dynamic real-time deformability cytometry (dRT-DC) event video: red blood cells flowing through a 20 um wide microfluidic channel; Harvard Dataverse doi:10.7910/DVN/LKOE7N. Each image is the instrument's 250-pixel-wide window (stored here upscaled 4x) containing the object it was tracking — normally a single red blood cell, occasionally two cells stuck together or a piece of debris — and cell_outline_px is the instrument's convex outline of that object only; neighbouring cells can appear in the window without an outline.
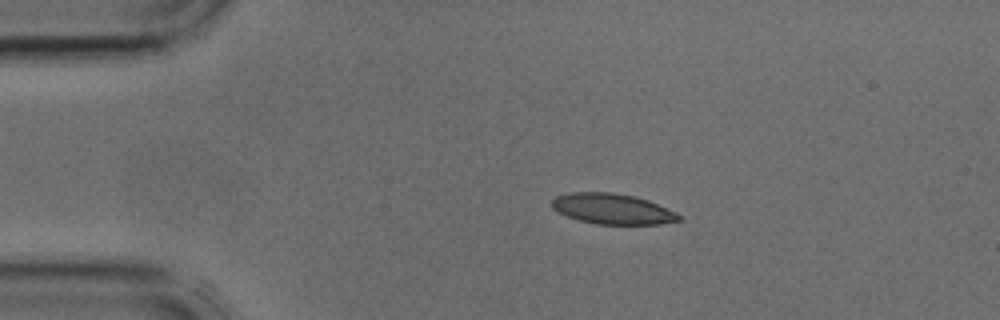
{"species": "common noctule bat (a hibernating species)", "species_latin": "Nyctalus noctula", "temperature_condition": "cold", "stored_images_in_passage": 3, "camera_frame_rate_fps": 3000, "um_per_image_px": 0.085, "animal": {"sex": "male", "body_mass_g": 17.9, "forearm_length_mm": 54.2}, "frame": {"image": 1, "passage_image": 2, "time_ms": 0.333, "image_size_px": [1000, 320], "cell_outline_px": [[680, 220], [660, 224], [596, 224], [580, 220], [568, 216], [552, 208], [552, 200], [556, 196], [572, 192], [612, 192], [632, 196], [648, 200], [676, 212], [680, 216]], "centroid_in_image_um": [52.05, 17.75], "position_along_channel_um": 32.9, "area_um2": 22.31}}